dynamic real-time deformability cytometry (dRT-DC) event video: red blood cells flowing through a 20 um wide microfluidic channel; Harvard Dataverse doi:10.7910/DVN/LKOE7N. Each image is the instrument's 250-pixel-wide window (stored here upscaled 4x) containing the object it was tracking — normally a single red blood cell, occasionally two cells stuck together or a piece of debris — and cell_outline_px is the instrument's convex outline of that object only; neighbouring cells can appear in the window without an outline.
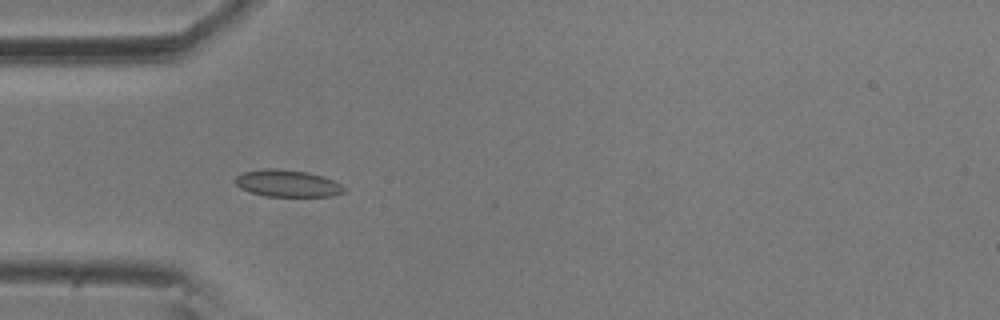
{"species": "common noctule bat (a hibernating species)", "species_latin": "Nyctalus noctula", "temperature_condition": "room temperature", "stored_images_in_passage": 6, "camera_frame_rate_fps": 3000, "um_per_image_px": 0.085, "animal": {"sex": "male", "body_mass_g": 20.5, "forearm_length_mm": 52.5}, "frame": {"image": 1, "passage_image": 5, "time_ms": 1.333, "image_size_px": [1000, 320], "cell_outline_px": [[348, 188], [344, 192], [332, 196], [264, 196], [248, 192], [240, 188], [236, 184], [236, 176], [240, 172], [264, 168], [276, 168], [308, 172], [324, 176]], "centroid_in_image_um": [24.42, 15.58], "position_along_channel_um": 60.6, "area_um2": 17.34}}
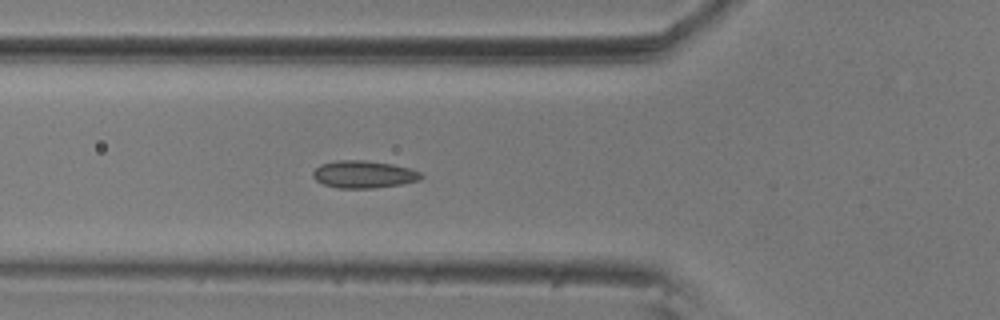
{"frame": {"image": 2, "passage_image": 6, "time_ms": 1.667, "image_size_px": [1000, 320], "cell_outline_px": [[424, 176], [420, 180], [404, 184], [376, 188], [336, 188], [324, 184], [316, 180], [312, 176], [312, 172], [320, 164], [336, 160], [364, 160], [392, 164], [408, 168], [420, 172]], "centroid_in_image_um": [30.91, 14.82], "position_along_channel_um": 94.9, "area_um2": 17.4}}